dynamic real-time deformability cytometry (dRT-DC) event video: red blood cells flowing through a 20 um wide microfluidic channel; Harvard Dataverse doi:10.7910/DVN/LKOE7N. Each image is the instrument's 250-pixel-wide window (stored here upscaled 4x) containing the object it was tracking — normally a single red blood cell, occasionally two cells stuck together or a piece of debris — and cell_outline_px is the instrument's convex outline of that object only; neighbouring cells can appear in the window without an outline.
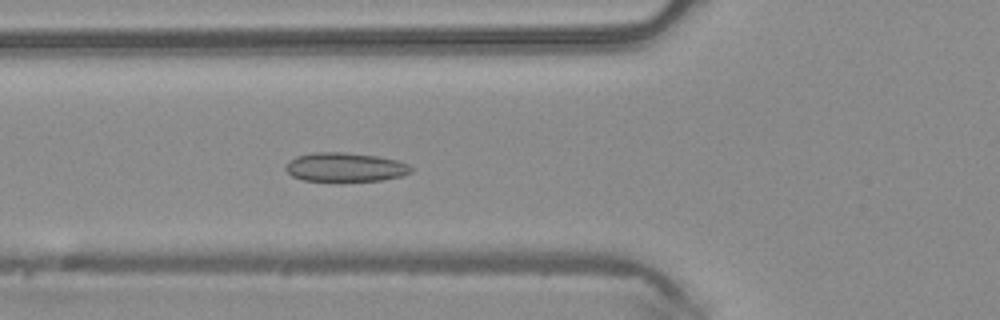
{"species": "common noctule bat (a hibernating species)", "species_latin": "Nyctalus noctula", "temperature_condition": "warm", "stored_images_in_passage": 49, "camera_frame_rate_fps": 3000, "um_per_image_px": 0.085, "animal": {"sex": "male", "body_mass_g": 20.4}, "frame": {"image": 1, "passage_image": 18, "time_ms": 5.667, "image_size_px": [1000, 320], "cell_outline_px": [[412, 172], [400, 176], [380, 180], [304, 180], [292, 176], [284, 168], [288, 160], [296, 156], [312, 152], [344, 152], [376, 156], [396, 160], [408, 164], [412, 168]], "centroid_in_image_um": [29.3, 14.19], "position_along_channel_um": 96.5, "area_um2": 20.92}}
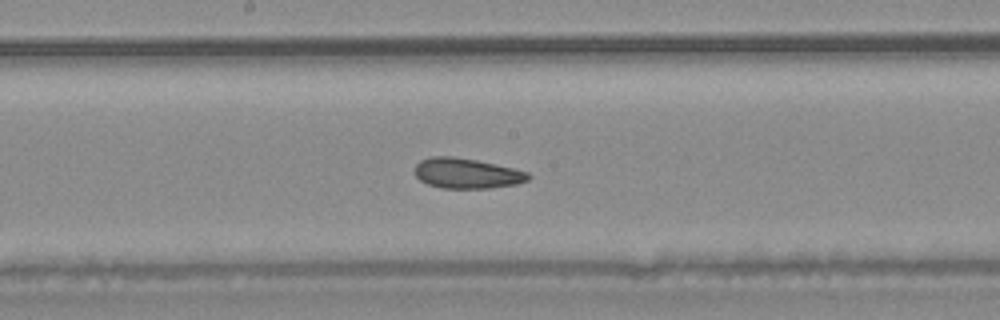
{"frame": {"image": 2, "passage_image": 26, "time_ms": 8.333, "image_size_px": [1000, 320], "cell_outline_px": [[532, 176], [528, 180], [516, 184], [488, 188], [444, 188], [428, 184], [420, 180], [416, 176], [416, 164], [420, 160], [432, 156], [452, 156], [476, 160], [496, 164], [528, 172]], "centroid_in_image_um": [39.68, 14.73], "position_along_channel_um": 208.5, "area_um2": 19.88}}
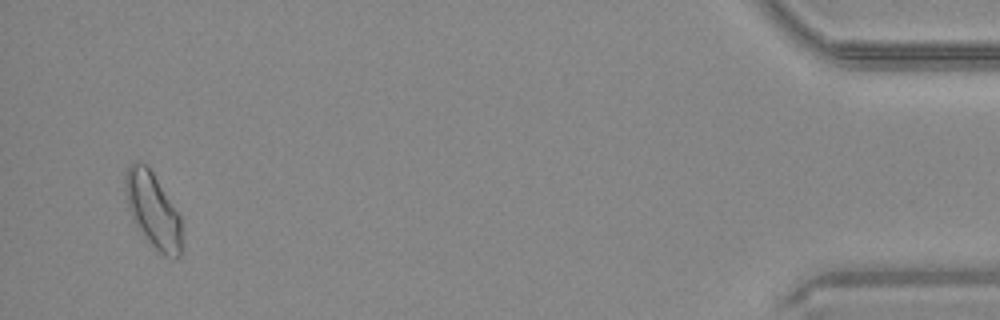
{"frame": {"image": 3, "passage_image": 47, "time_ms": 15.333, "image_size_px": [1000, 320], "cell_outline_px": [[184, 252], [180, 256], [172, 260], [164, 256], [136, 228], [132, 220], [128, 208], [124, 188], [124, 172], [128, 164], [136, 160], [144, 164], [152, 172], [180, 216]], "centroid_in_image_um": [12.99, 17.9], "position_along_channel_um": 422.2, "area_um2": 25.2}, "authors_computed_cell_mechanics": {"area_um2": 20.9814, "velocity_mm_per_s": 4.1848, "shape_relaxation_time_tau1_ms": 10.6099, "shape_relaxation_time_tau2_ms": 6.022, "deformation_change_tau1": 0.1643, "deformation_change_tau2": 0.0971}}